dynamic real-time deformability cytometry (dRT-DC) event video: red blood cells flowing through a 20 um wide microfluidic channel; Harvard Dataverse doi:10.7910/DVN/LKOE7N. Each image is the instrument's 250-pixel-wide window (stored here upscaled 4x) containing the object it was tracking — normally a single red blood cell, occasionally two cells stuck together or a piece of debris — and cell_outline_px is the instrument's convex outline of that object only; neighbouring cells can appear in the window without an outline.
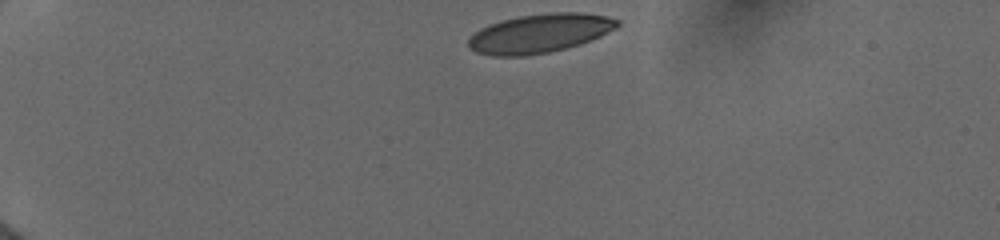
{"species": "human", "species_latin": "Homo sapiens", "temperature_condition": "cold", "stored_images_in_passage": 6, "camera_frame_rate_fps": 3000, "um_per_image_px": 0.085, "donor": {"sex": "female"}, "frame": {"image": 1, "passage_image": 1, "time_ms": 0.0, "image_size_px": [1000, 240], "cell_outline_px": [[620, 24], [616, 28], [600, 36], [580, 44], [548, 52], [524, 56], [492, 56], [476, 52], [468, 48], [468, 40], [480, 28], [488, 24], [500, 20], [520, 16], [552, 12], [580, 12], [608, 16], [620, 20]], "centroid_in_image_um": [45.87, 2.83], "position_along_channel_um": 39.1, "area_um2": 33.76}}
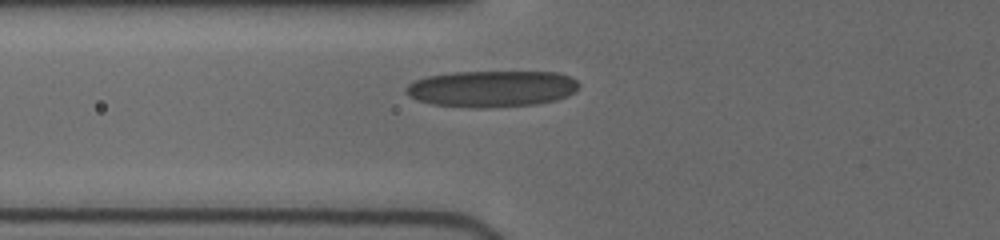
{"frame": {"image": 2, "passage_image": 6, "time_ms": 3.0, "image_size_px": [1000, 240], "cell_outline_px": [[580, 84], [568, 96], [556, 100], [536, 104], [488, 108], [472, 108], [432, 104], [408, 96], [404, 92], [404, 88], [412, 80], [428, 76], [452, 72], [556, 72], [572, 76]], "centroid_in_image_um": [41.77, 7.54], "position_along_channel_um": 84.0, "area_um2": 36.99}}